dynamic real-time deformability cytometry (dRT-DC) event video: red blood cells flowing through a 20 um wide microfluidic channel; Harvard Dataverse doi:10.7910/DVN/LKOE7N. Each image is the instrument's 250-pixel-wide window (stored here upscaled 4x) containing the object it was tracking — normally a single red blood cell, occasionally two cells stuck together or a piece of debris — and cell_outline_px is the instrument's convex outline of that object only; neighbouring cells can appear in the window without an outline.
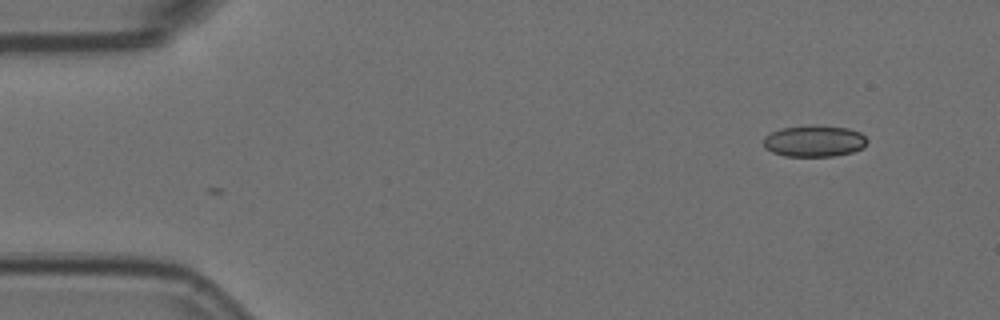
{"species": "Egyptian fruit bat (a non-hibernating species)", "species_latin": "Rousettus aegyptiacus", "temperature_condition": "room temperature", "stored_images_in_passage": 4, "camera_frame_rate_fps": 3000, "um_per_image_px": 0.085, "animal": {"sex": "female"}, "frame": {"image": 1, "passage_image": 4, "time_ms": 1.0, "image_size_px": [1000, 320], "cell_outline_px": [[868, 140], [864, 148], [852, 152], [832, 156], [784, 156], [772, 152], [764, 148], [764, 136], [780, 128], [816, 124], [848, 128], [860, 132]], "centroid_in_image_um": [69.21, 11.98], "position_along_channel_um": 15.8, "area_um2": 19.25}}